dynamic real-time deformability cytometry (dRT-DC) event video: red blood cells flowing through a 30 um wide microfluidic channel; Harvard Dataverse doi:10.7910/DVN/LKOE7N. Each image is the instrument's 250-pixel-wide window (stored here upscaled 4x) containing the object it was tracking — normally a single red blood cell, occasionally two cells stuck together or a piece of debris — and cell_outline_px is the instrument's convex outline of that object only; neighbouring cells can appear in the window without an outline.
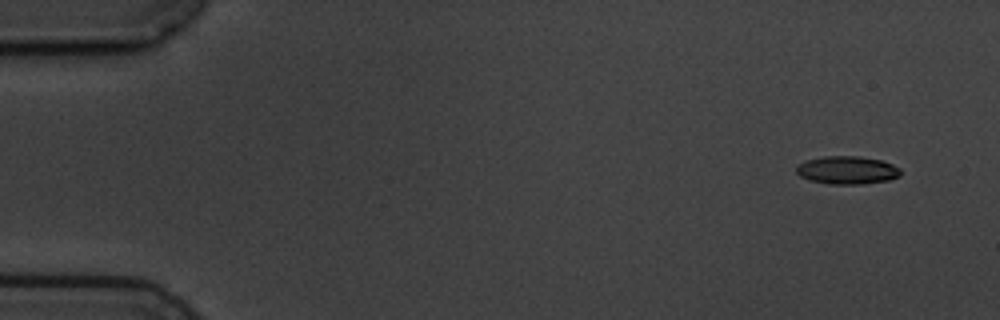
{"species": "common noctule bat (a hibernating species)", "species_latin": "Nyctalus noctula", "temperature_condition": "cold", "stored_images_in_passage": 6, "segment_of_instrument_passage": [2, 2], "camera_frame_rate_fps": 3000, "um_per_image_px": 0.085, "animal": {"sex": "male", "body_mass_g": 19.5, "forearm_length_mm": 54.6}, "frame": {"image": 1, "passage_image": 6, "time_ms": 6.333, "image_size_px": [1000, 320], "cell_outline_px": [[900, 176], [888, 180], [864, 184], [828, 184], [808, 180], [800, 176], [796, 172], [796, 164], [808, 160], [824, 156], [860, 156], [880, 160], [892, 164], [900, 168]], "centroid_in_image_um": [71.99, 14.46], "position_along_channel_um": 13.0, "area_um2": 17.11}}